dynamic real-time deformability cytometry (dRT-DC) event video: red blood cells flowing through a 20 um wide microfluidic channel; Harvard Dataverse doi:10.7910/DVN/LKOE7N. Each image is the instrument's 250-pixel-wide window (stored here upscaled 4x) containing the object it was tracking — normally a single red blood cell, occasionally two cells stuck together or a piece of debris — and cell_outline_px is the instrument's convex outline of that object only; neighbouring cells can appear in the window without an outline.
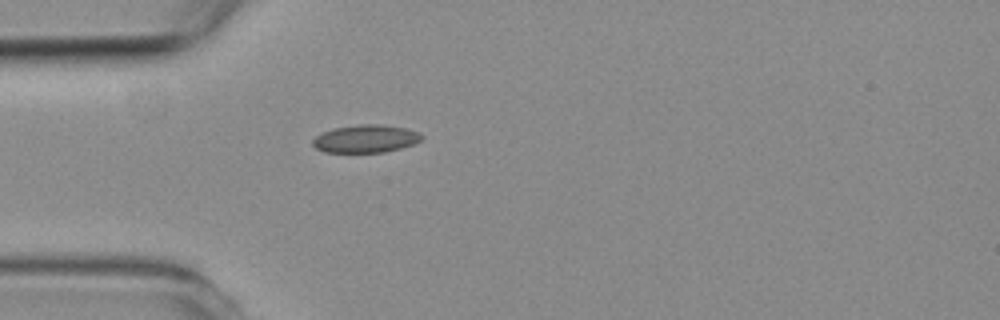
{"species": "common noctule bat (a hibernating species)", "species_latin": "Nyctalus noctula", "temperature_condition": "room temperature", "stored_images_in_passage": 1, "camera_frame_rate_fps": 3000, "um_per_image_px": 0.085, "animal": {"sex": "female", "body_mass_g": 19.3, "forearm_length_mm": 54.1}, "frame": {"image": 1, "passage_image": 1, "time_ms": 0.0, "image_size_px": [1000, 320], "cell_outline_px": [[424, 136], [420, 140], [412, 144], [400, 148], [384, 152], [324, 152], [316, 148], [312, 144], [312, 140], [316, 136], [324, 132], [336, 128], [364, 124], [380, 124], [408, 128], [420, 132]], "centroid_in_image_um": [31.11, 11.79], "position_along_channel_um": 53.9, "area_um2": 17.51}}